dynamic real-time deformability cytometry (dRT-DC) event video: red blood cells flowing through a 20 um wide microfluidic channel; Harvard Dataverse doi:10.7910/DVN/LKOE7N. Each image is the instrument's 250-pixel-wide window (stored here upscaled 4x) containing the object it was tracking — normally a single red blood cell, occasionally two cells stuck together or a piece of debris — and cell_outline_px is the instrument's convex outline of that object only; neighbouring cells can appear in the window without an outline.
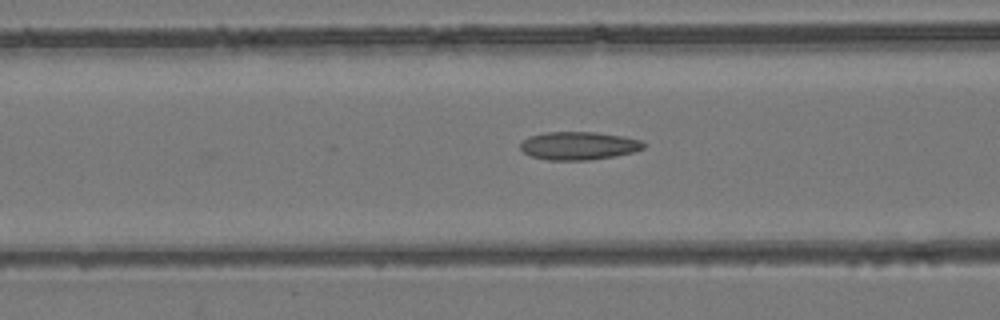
{"species": "common noctule bat (a hibernating species)", "species_latin": "Nyctalus noctula", "temperature_condition": "room temperature", "stored_images_in_passage": 30, "camera_frame_rate_fps": 3000, "um_per_image_px": 0.085, "animal": {"sex": "female", "body_mass_g": 24.6, "forearm_length_mm": 56.2}, "frame": {"image": 1, "passage_image": 9, "time_ms": 2.667, "image_size_px": [1000, 320], "cell_outline_px": [[644, 148], [632, 152], [612, 156], [588, 160], [548, 160], [532, 156], [524, 152], [520, 148], [520, 144], [528, 136], [544, 132], [596, 132], [624, 136], [640, 140], [644, 144]], "centroid_in_image_um": [49.16, 12.38], "position_along_channel_um": 117.4, "area_um2": 20.06}}
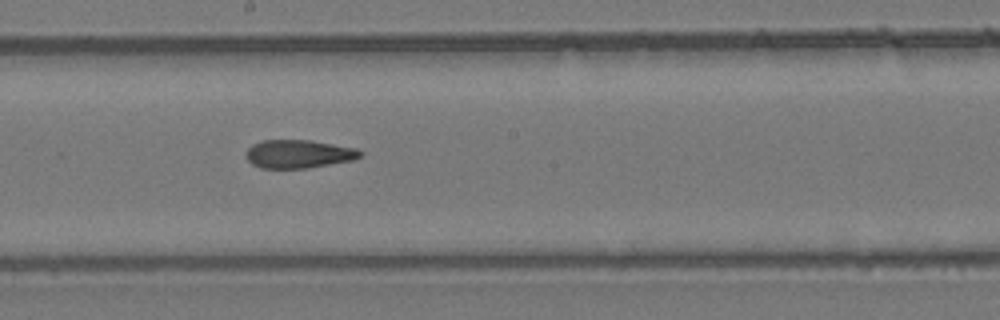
{"frame": {"image": 2, "passage_image": 17, "time_ms": 5.333, "image_size_px": [1000, 320], "cell_outline_px": [[364, 152], [360, 156], [352, 160], [308, 168], [260, 168], [252, 164], [244, 156], [248, 148], [252, 144], [264, 140], [312, 140], [356, 148]], "centroid_in_image_um": [25.36, 13.08], "position_along_channel_um": 222.8, "area_um2": 18.9}}
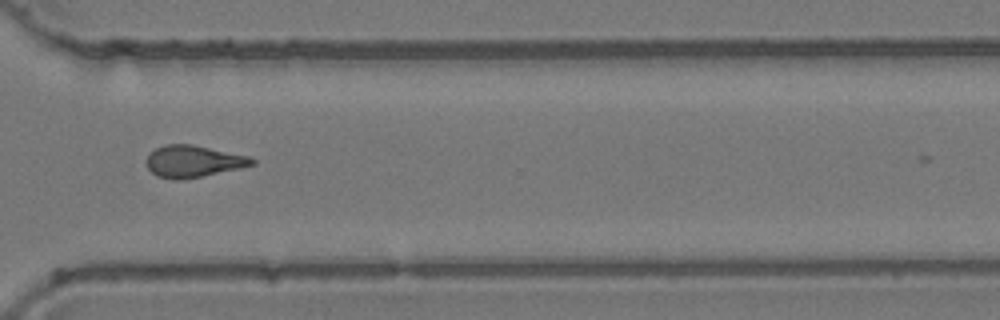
{"frame": {"image": 3, "passage_image": 27, "time_ms": 8.667, "image_size_px": [1000, 320], "cell_outline_px": [[256, 164], [240, 168], [184, 180], [176, 180], [156, 176], [148, 168], [144, 160], [148, 152], [164, 144], [192, 144], [248, 156], [256, 160]], "centroid_in_image_um": [16.38, 13.71], "position_along_channel_um": 354.2, "area_um2": 19.83}, "authors_computed_cell_mechanics": {"area_um2": 19.4786, "velocity_mm_per_s": 3.9499, "shape_relaxation_time_tau1_ms": null, "shape_relaxation_time_tau2_ms": 3.0403, "deformation_change_tau1": null, "deformation_change_tau2": 0.1213}}